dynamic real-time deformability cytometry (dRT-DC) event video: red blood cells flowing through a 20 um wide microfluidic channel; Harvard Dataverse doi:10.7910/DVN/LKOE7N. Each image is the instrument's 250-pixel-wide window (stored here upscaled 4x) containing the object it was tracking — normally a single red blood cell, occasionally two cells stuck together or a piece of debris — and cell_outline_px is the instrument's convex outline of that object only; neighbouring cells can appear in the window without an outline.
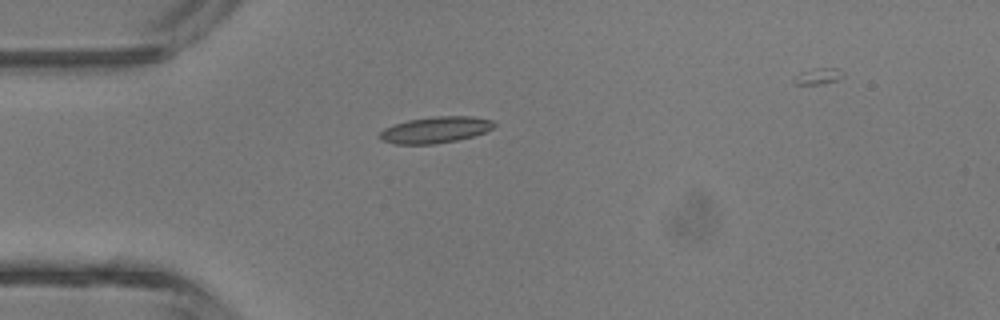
{"species": "common noctule bat (a hibernating species)", "species_latin": "Nyctalus noctula", "temperature_condition": "room temperature", "stored_images_in_passage": 2, "camera_frame_rate_fps": 3000, "um_per_image_px": 0.085, "animal": {"sex": "male", "body_mass_g": 13.3}, "frame": {"image": 1, "passage_image": 1, "time_ms": 0.0, "image_size_px": [1000, 320], "cell_outline_px": [[496, 124], [492, 128], [484, 132], [472, 136], [456, 140], [436, 144], [396, 144], [380, 140], [376, 136], [384, 128], [408, 120], [432, 116], [472, 116], [492, 120]], "centroid_in_image_um": [36.97, 11.03], "position_along_channel_um": 48.0, "area_um2": 17.57}}
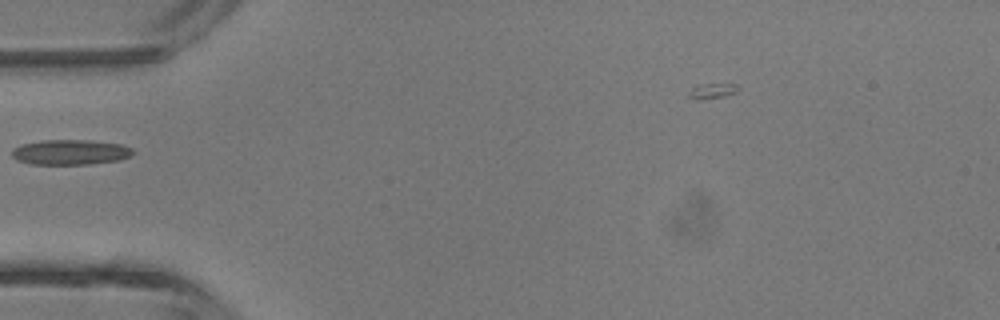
{"frame": {"image": 2, "passage_image": 2, "time_ms": 1.0, "image_size_px": [1000, 320], "cell_outline_px": [[136, 152], [120, 160], [88, 164], [32, 164], [16, 160], [12, 156], [12, 148], [20, 144], [44, 140], [92, 140], [120, 144], [132, 148]], "centroid_in_image_um": [5.96, 12.93], "position_along_channel_um": 79.0, "area_um2": 17.8}}